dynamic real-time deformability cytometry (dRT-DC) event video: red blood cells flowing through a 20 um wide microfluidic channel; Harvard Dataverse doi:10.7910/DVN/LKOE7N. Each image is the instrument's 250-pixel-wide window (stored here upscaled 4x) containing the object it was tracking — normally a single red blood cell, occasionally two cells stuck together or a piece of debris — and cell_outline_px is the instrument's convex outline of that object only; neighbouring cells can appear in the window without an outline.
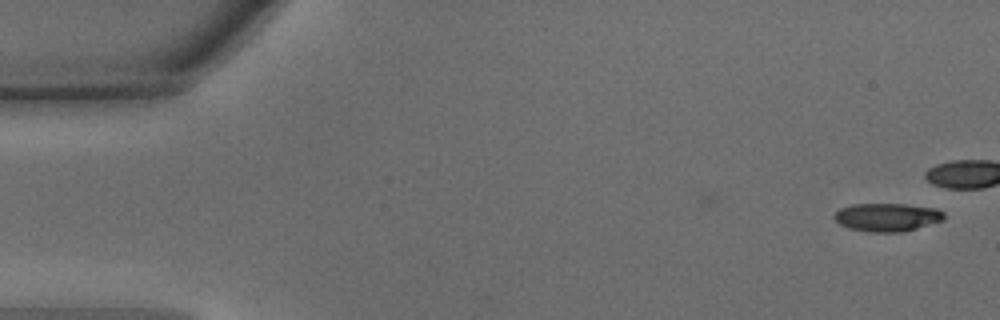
{"species": "common noctule bat (a hibernating species)", "species_latin": "Nyctalus noctula", "temperature_condition": "warm", "stored_images_in_passage": 36, "camera_frame_rate_fps": 3000, "um_per_image_px": 0.085, "animal": {"sex": "male", "body_mass_g": 15.6}, "frame": {"image": 1, "passage_image": 1, "time_ms": 0.0, "image_size_px": [1000, 320], "cell_outline_px": [[944, 220], [904, 232], [868, 232], [848, 228], [840, 224], [832, 216], [840, 208], [852, 204], [904, 204], [936, 208], [944, 212]], "centroid_in_image_um": [75.4, 18.47], "position_along_channel_um": 9.6, "area_um2": 18.15}}
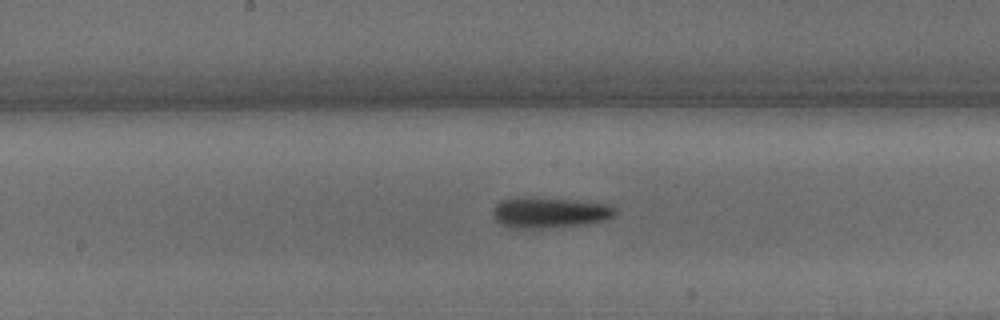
{"frame": {"image": 2, "passage_image": 23, "time_ms": 7.333, "image_size_px": [1000, 320], "cell_outline_px": [[616, 216], [604, 220], [584, 224], [548, 228], [512, 228], [500, 224], [492, 216], [492, 212], [496, 204], [500, 200], [516, 196], [524, 196], [580, 200], [608, 204], [616, 208]], "centroid_in_image_um": [46.69, 18.05], "position_along_channel_um": 201.5, "area_um2": 22.43}}
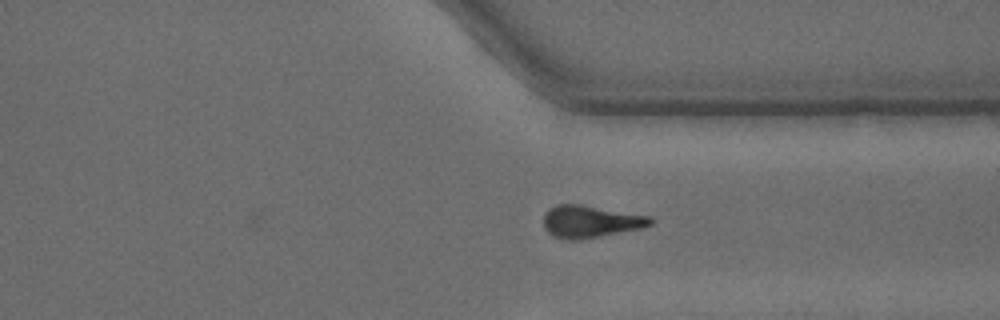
{"frame": {"image": 3, "passage_image": 34, "time_ms": 11.0, "image_size_px": [1000, 320], "cell_outline_px": [[652, 224], [644, 228], [580, 240], [564, 240], [552, 236], [544, 228], [544, 212], [548, 208], [556, 204], [580, 204], [648, 216], [652, 220]], "centroid_in_image_um": [50.13, 18.84], "position_along_channel_um": 361.3, "area_um2": 20.23}, "authors_computed_cell_mechanics": {"area_um2": 20.23, "velocity_mm_per_s": 4.3576, "shape_relaxation_time_tau1_ms": 3.4765, "shape_relaxation_time_tau2_ms": 5.4996, "deformation_change_tau1": 0.156, "deformation_change_tau2": 0.1984}}